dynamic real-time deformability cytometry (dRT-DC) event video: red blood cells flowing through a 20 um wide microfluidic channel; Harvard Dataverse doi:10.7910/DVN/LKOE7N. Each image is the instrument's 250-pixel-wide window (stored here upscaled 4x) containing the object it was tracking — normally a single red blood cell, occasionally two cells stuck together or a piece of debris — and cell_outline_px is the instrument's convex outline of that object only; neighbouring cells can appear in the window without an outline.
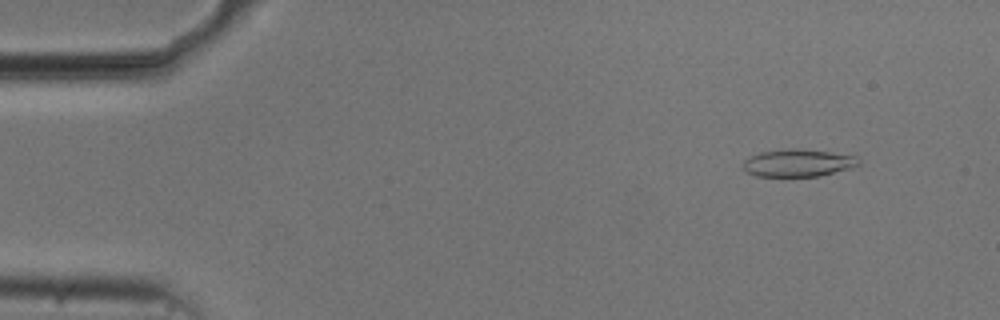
{"species": "common noctule bat (a hibernating species)", "species_latin": "Nyctalus noctula", "temperature_condition": "cold", "stored_images_in_passage": 52, "camera_frame_rate_fps": 3000, "um_per_image_px": 0.085, "animal": {"sex": "male", "body_mass_g": 20.5, "forearm_length_mm": 52.5}, "frame": {"image": 1, "passage_image": 4, "time_ms": 1.0, "image_size_px": [1000, 320], "cell_outline_px": [[860, 164], [852, 168], [816, 176], [756, 176], [748, 172], [744, 168], [744, 160], [748, 156], [760, 152], [792, 148], [796, 148], [828, 152], [856, 156], [860, 160]], "centroid_in_image_um": [67.83, 13.84], "position_along_channel_um": 17.2, "area_um2": 18.32}}
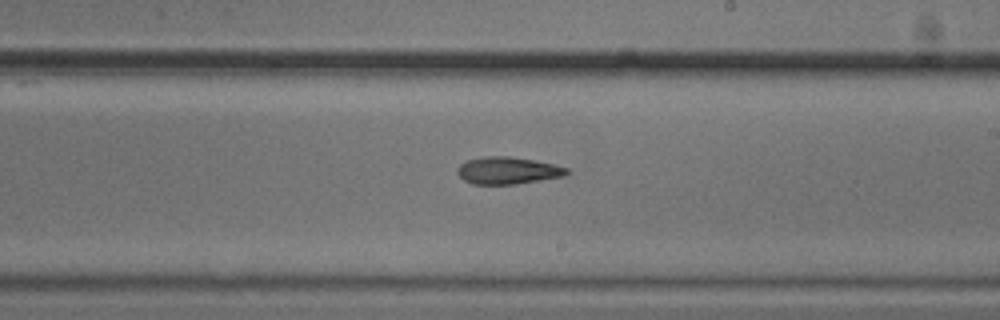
{"frame": {"image": 2, "passage_image": 30, "time_ms": 9.667, "image_size_px": [1000, 320], "cell_outline_px": [[568, 172], [564, 176], [516, 184], [472, 184], [464, 180], [456, 172], [456, 168], [460, 164], [468, 160], [484, 156], [512, 156], [536, 160], [568, 168]], "centroid_in_image_um": [43.13, 14.49], "position_along_channel_um": 245.9, "area_um2": 17.34}}
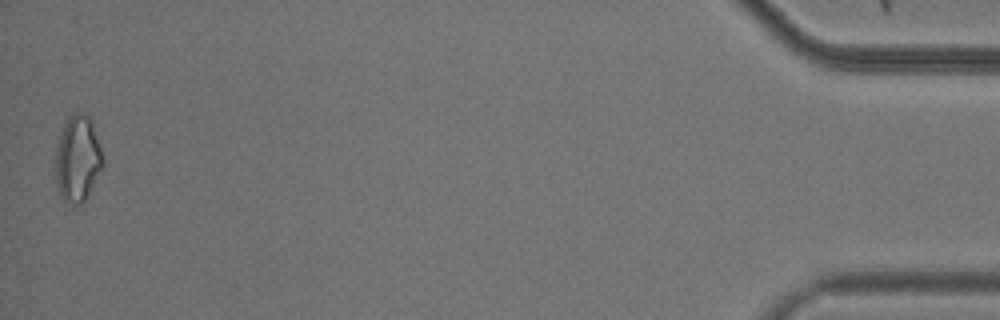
{"frame": {"image": 3, "passage_image": 52, "time_ms": 17.0, "image_size_px": [1000, 320], "cell_outline_px": [[104, 168], [84, 200], [80, 204], [76, 204], [64, 200], [60, 192], [56, 180], [56, 148], [60, 132], [68, 116], [76, 112], [84, 112], [88, 116], [92, 124], [104, 160]], "centroid_in_image_um": [6.61, 13.46], "position_along_channel_um": 428.6, "area_um2": 23.52}}